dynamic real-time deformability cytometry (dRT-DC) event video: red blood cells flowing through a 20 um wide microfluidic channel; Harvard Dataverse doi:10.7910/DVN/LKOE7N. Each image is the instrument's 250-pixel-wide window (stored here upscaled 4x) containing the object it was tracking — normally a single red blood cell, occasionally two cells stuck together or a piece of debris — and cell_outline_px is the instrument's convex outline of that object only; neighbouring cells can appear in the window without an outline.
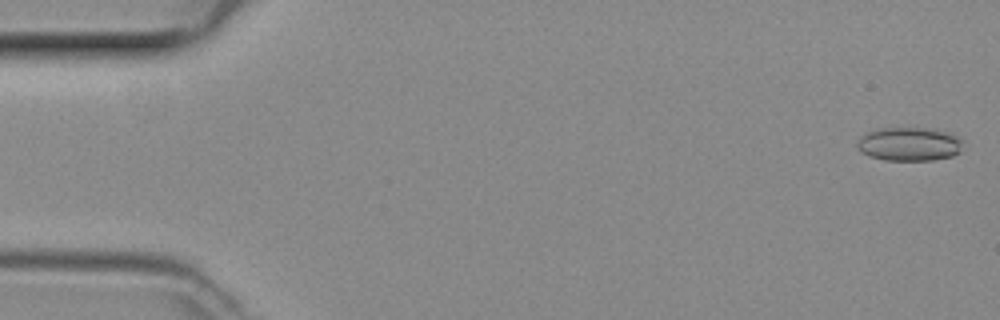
{"species": "common noctule bat (a hibernating species)", "species_latin": "Nyctalus noctula", "temperature_condition": "room temperature", "stored_images_in_passage": 11, "camera_frame_rate_fps": 3000, "um_per_image_px": 0.085, "animal": {"sex": "female", "body_mass_g": 29.2, "forearm_length_mm": 56.3}, "frame": {"image": 1, "passage_image": 1, "time_ms": 0.0, "image_size_px": [1000, 320], "cell_outline_px": [[964, 140], [960, 152], [952, 156], [932, 160], [884, 160], [868, 156], [860, 152], [856, 144], [860, 136], [876, 128], [936, 128], [948, 132]], "centroid_in_image_um": [77.29, 12.24], "position_along_channel_um": 7.7, "area_um2": 21.1}}